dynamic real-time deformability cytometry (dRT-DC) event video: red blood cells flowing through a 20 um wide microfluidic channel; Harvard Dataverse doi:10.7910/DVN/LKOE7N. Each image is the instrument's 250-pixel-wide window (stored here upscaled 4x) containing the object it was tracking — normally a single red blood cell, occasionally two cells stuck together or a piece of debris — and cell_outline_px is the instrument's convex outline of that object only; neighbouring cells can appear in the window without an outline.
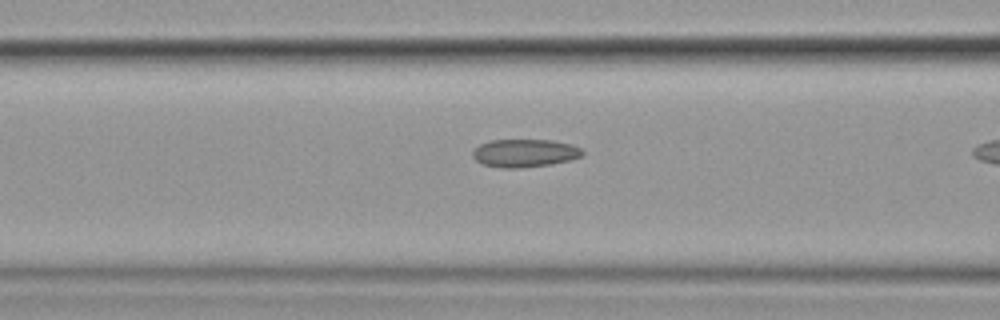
{"species": "common noctule bat (a hibernating species)", "species_latin": "Nyctalus noctula", "temperature_condition": "cold", "stored_images_in_passage": 5, "camera_frame_rate_fps": 3000, "um_per_image_px": 0.085, "animal": {"sex": "female", "body_mass_g": 19.9}, "frame": {"image": 1, "passage_image": 4, "time_ms": 1.0, "image_size_px": [1000, 320], "cell_outline_px": [[584, 156], [552, 164], [520, 168], [500, 168], [484, 164], [476, 160], [472, 156], [472, 152], [480, 144], [492, 140], [552, 140], [572, 144], [580, 148], [584, 152]], "centroid_in_image_um": [44.62, 13.01], "position_along_channel_um": 122.0, "area_um2": 17.92}}